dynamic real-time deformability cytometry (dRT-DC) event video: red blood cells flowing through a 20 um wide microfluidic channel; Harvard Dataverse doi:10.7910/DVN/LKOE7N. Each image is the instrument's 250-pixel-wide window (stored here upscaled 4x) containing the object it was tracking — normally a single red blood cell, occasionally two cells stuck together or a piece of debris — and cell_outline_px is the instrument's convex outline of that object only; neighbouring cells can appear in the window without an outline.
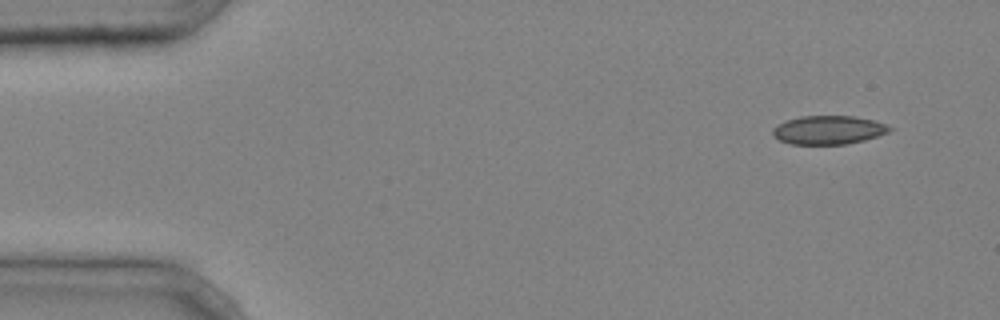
{"species": "common noctule bat (a hibernating species)", "species_latin": "Nyctalus noctula", "temperature_condition": "cold", "stored_images_in_passage": 4, "camera_frame_rate_fps": 3000, "um_per_image_px": 0.085, "animal": {"sex": "male", "body_mass_g": 20.4}, "frame": {"image": 1, "passage_image": 1, "time_ms": 0.0, "image_size_px": [1000, 320], "cell_outline_px": [[892, 128], [888, 132], [864, 140], [844, 144], [792, 144], [780, 140], [772, 136], [772, 128], [788, 120], [800, 116], [852, 116], [872, 120], [884, 124]], "centroid_in_image_um": [70.38, 11.05], "position_along_channel_um": 14.6, "area_um2": 19.19}}
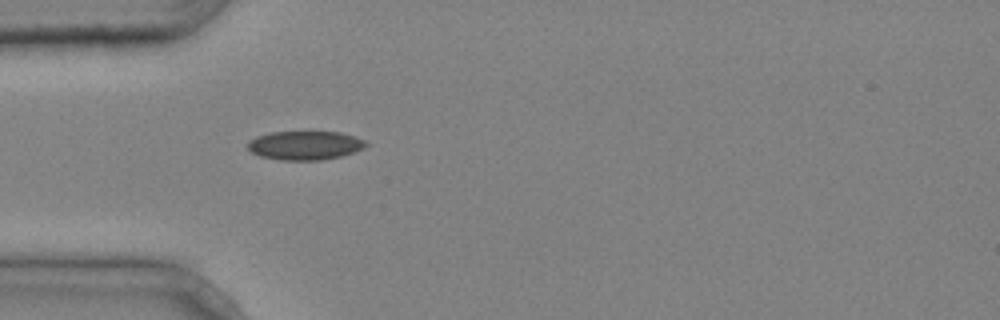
{"frame": {"image": 2, "passage_image": 4, "time_ms": 1.0, "image_size_px": [1000, 320], "cell_outline_px": [[368, 144], [364, 148], [340, 156], [320, 160], [280, 160], [260, 156], [252, 152], [248, 148], [248, 140], [256, 136], [272, 132], [340, 132], [364, 140]], "centroid_in_image_um": [25.89, 12.35], "position_along_channel_um": 59.1, "area_um2": 19.71}}